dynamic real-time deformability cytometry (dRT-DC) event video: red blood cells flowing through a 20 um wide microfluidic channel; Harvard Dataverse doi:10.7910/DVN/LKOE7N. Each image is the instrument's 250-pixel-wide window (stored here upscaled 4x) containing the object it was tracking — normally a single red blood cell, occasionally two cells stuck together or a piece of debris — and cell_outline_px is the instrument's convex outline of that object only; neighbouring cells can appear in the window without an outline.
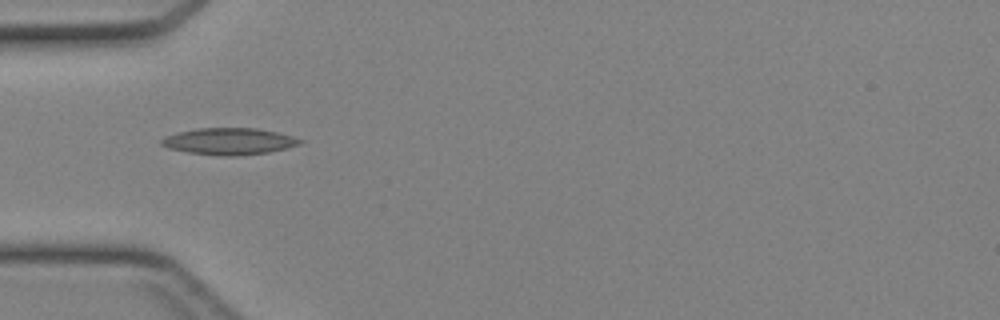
{"species": "Egyptian fruit bat (a non-hibernating species)", "species_latin": "Rousettus aegyptiacus", "temperature_condition": "cold", "stored_images_in_passage": 14, "camera_frame_rate_fps": 3000, "um_per_image_px": 0.085, "animal": {"sex": "female"}, "frame": {"image": 1, "passage_image": 1, "time_ms": 0.0, "image_size_px": [1000, 320], "cell_outline_px": [[304, 140], [300, 144], [288, 148], [268, 152], [236, 156], [224, 156], [188, 152], [168, 148], [160, 144], [160, 140], [164, 136], [196, 128], [256, 128], [276, 132], [292, 136]], "centroid_in_image_um": [19.47, 12.01], "position_along_channel_um": 65.5, "area_um2": 21.5}}
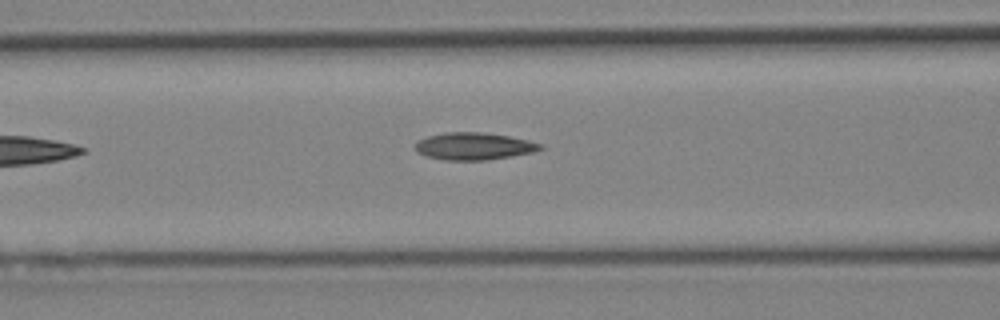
{"frame": {"image": 2, "passage_image": 5, "time_ms": 1.333, "image_size_px": [1000, 320], "cell_outline_px": [[544, 148], [532, 152], [488, 160], [444, 160], [428, 156], [416, 152], [416, 140], [428, 136], [444, 132], [480, 132], [508, 136], [528, 140], [544, 144]], "centroid_in_image_um": [40.28, 12.42], "position_along_channel_um": 126.3, "area_um2": 19.83}}
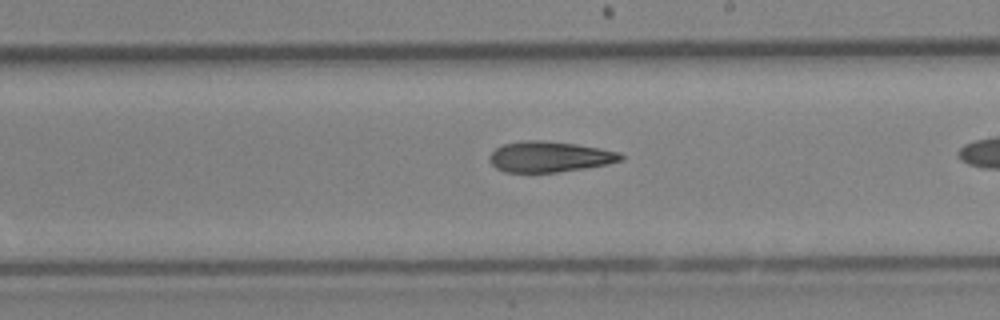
{"frame": {"image": 3, "passage_image": 10, "time_ms": 3.0, "image_size_px": [1000, 320], "cell_outline_px": [[624, 160], [608, 164], [584, 168], [556, 172], [504, 172], [496, 168], [488, 160], [492, 152], [496, 148], [504, 144], [524, 140], [540, 140], [576, 144], [600, 148], [620, 152], [624, 156]], "centroid_in_image_um": [46.73, 13.32], "position_along_channel_um": 242.3, "area_um2": 23.47}}